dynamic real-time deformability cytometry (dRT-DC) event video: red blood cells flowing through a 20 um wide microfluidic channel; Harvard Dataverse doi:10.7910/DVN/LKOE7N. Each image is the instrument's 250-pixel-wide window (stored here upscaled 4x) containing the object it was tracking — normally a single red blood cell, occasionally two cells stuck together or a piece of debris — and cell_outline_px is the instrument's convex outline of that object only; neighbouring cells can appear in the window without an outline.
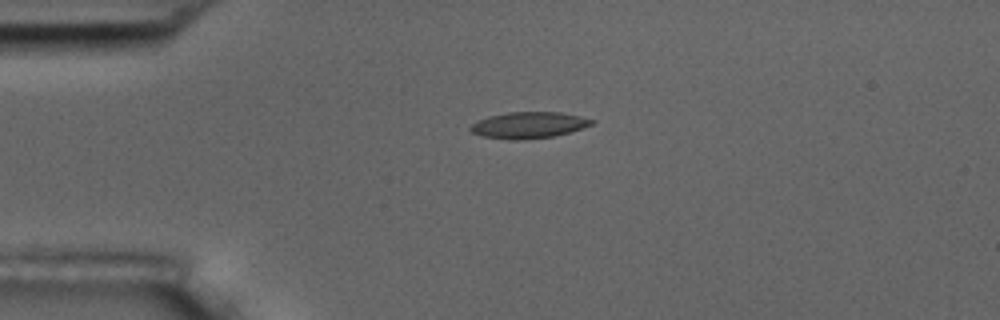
{"species": "common noctule bat (a hibernating species)", "species_latin": "Nyctalus noctula", "temperature_condition": "room temperature", "stored_images_in_passage": 5, "camera_frame_rate_fps": 3000, "um_per_image_px": 0.085, "animal": {"sex": "male", "body_mass_g": 17.5, "forearm_length_mm": 52.3}, "frame": {"image": 1, "passage_image": 4, "time_ms": 3.667, "image_size_px": [1000, 320], "cell_outline_px": [[596, 120], [592, 124], [568, 132], [552, 136], [524, 140], [512, 140], [484, 136], [472, 132], [468, 128], [476, 120], [488, 116], [508, 112], [560, 112], [580, 116]], "centroid_in_image_um": [44.9, 10.62], "position_along_channel_um": 40.1, "area_um2": 18.5}}